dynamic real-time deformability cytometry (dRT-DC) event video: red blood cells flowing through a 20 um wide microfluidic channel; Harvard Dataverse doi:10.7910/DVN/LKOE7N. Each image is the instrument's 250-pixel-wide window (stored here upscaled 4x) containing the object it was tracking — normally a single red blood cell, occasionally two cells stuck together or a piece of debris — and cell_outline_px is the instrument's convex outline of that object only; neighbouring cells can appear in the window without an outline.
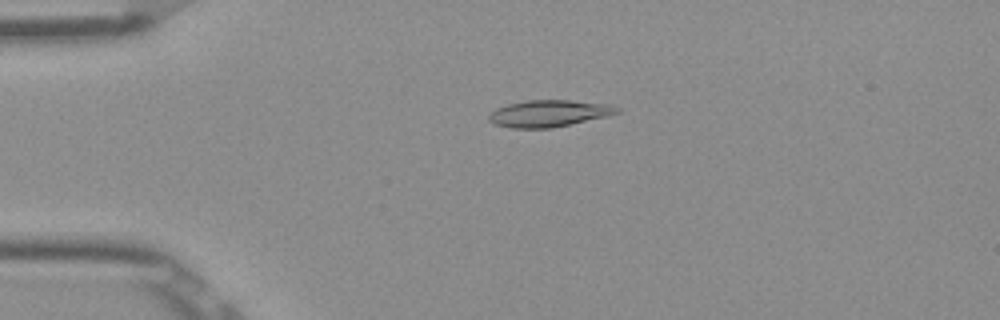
{"species": "Egyptian fruit bat (a non-hibernating species)", "species_latin": "Rousettus aegyptiacus", "temperature_condition": "room temperature", "stored_images_in_passage": 52, "camera_frame_rate_fps": 3000, "um_per_image_px": 0.085, "frame": {"image": 1, "passage_image": 12, "time_ms": 3.667, "image_size_px": [1000, 320], "cell_outline_px": [[620, 112], [608, 116], [552, 128], [512, 128], [496, 124], [488, 120], [488, 116], [496, 108], [508, 104], [528, 100], [568, 100], [612, 104], [620, 108]], "centroid_in_image_um": [46.7, 9.64], "position_along_channel_um": 38.3, "area_um2": 20.0}}
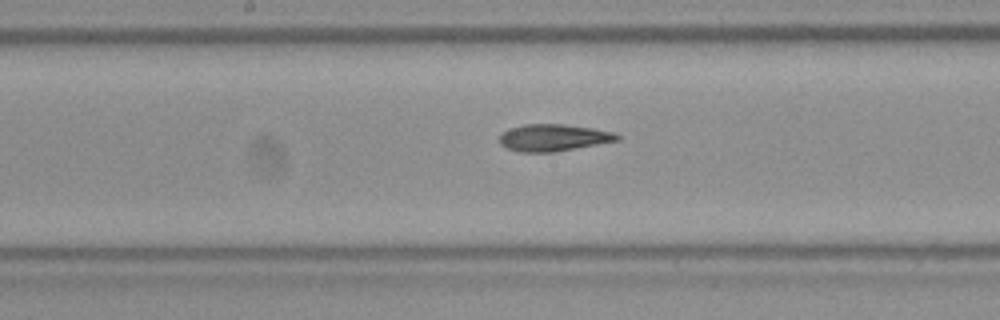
{"frame": {"image": 2, "passage_image": 27, "time_ms": 8.667, "image_size_px": [1000, 320], "cell_outline_px": [[620, 140], [556, 152], [516, 152], [500, 144], [500, 136], [504, 132], [512, 128], [524, 124], [564, 124], [592, 128], [616, 132], [620, 136]], "centroid_in_image_um": [47.08, 11.71], "position_along_channel_um": 201.1, "area_um2": 18.5}}
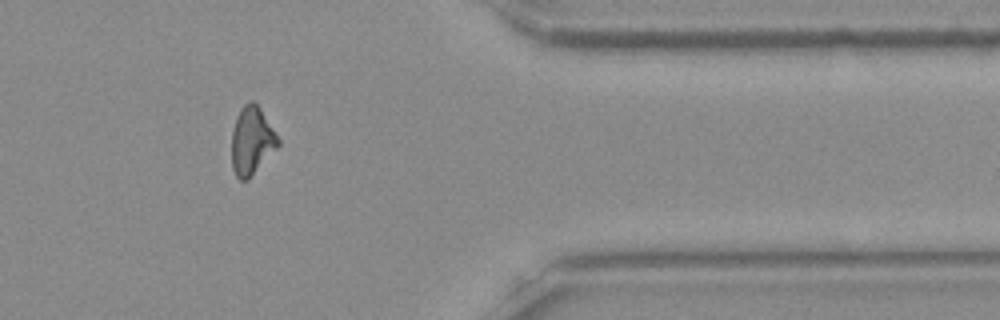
{"frame": {"image": 3, "passage_image": 43, "time_ms": 14.0, "image_size_px": [1000, 320], "cell_outline_px": [[280, 144], [248, 180], [240, 180], [236, 176], [232, 168], [232, 132], [236, 116], [240, 108], [244, 104], [252, 100], [260, 108], [280, 140]], "centroid_in_image_um": [21.39, 11.97], "position_along_channel_um": 390.0, "area_um2": 18.26}, "authors_computed_cell_mechanics": {"area_um2": 18.6983, "velocity_mm_per_s": 3.9136, "shape_relaxation_time_tau1_ms": 10.3818, "shape_relaxation_time_tau2_ms": 4.9522, "deformation_change_tau1": 0.2372, "deformation_change_tau2": 0.1324}}